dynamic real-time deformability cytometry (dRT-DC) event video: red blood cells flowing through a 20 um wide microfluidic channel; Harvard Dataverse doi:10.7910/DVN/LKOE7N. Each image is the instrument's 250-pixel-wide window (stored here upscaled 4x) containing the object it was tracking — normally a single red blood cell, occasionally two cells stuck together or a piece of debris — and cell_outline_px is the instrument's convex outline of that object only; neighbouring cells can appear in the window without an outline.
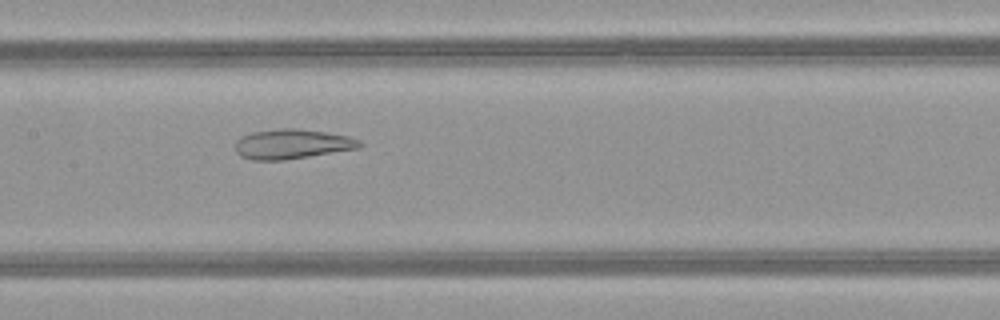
{"species": "common noctule bat (a hibernating species)", "species_latin": "Nyctalus noctula", "temperature_condition": "warm", "stored_images_in_passage": 51, "camera_frame_rate_fps": 3000, "um_per_image_px": 0.085, "animal": {"sex": "female", "body_mass_g": 21.9}, "frame": {"image": 1, "passage_image": 25, "time_ms": 8.0, "image_size_px": [1000, 320], "cell_outline_px": [[364, 144], [360, 148], [284, 160], [252, 160], [240, 156], [236, 152], [236, 140], [240, 136], [252, 132], [280, 128], [292, 128], [324, 132], [348, 136], [360, 140]], "centroid_in_image_um": [24.81, 12.24], "position_along_channel_um": 182.6, "area_um2": 21.56}}
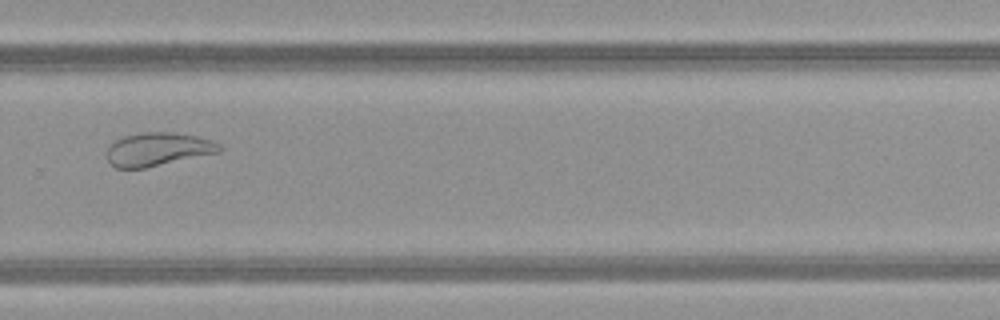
{"frame": {"image": 2, "passage_image": 35, "time_ms": 11.333, "image_size_px": [1000, 320], "cell_outline_px": [[224, 148], [220, 152], [144, 168], [116, 168], [108, 164], [108, 148], [112, 140], [124, 136], [144, 132], [172, 132], [196, 136], [212, 140], [220, 144]], "centroid_in_image_um": [13.41, 12.68], "position_along_channel_um": 316.4, "area_um2": 21.96}}
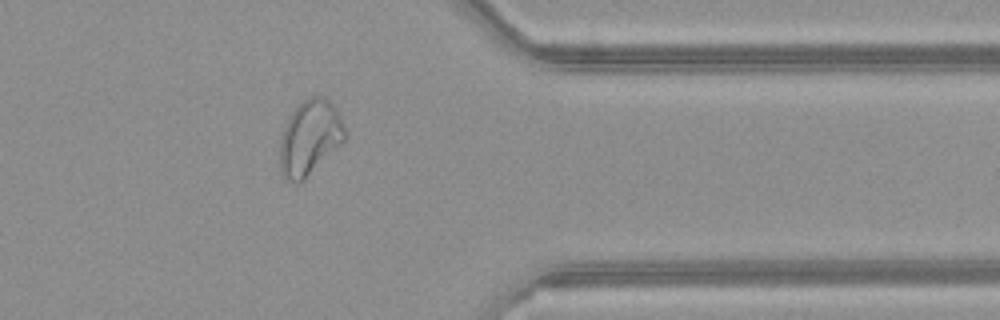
{"frame": {"image": 3, "passage_image": 41, "time_ms": 13.333, "image_size_px": [1000, 320], "cell_outline_px": [[344, 140], [304, 180], [296, 184], [284, 180], [280, 172], [280, 136], [292, 112], [308, 96], [324, 96], [336, 108], [344, 124]], "centroid_in_image_um": [26.3, 11.72], "position_along_channel_um": 385.1, "area_um2": 28.21}, "authors_computed_cell_mechanics": {"area_um2": 28.8422, "velocity_mm_per_s": 4.0348, "shape_relaxation_time_tau1_ms": null, "shape_relaxation_time_tau2_ms": 1.9014, "deformation_change_tau1": null, "deformation_change_tau2": 0.0944}}